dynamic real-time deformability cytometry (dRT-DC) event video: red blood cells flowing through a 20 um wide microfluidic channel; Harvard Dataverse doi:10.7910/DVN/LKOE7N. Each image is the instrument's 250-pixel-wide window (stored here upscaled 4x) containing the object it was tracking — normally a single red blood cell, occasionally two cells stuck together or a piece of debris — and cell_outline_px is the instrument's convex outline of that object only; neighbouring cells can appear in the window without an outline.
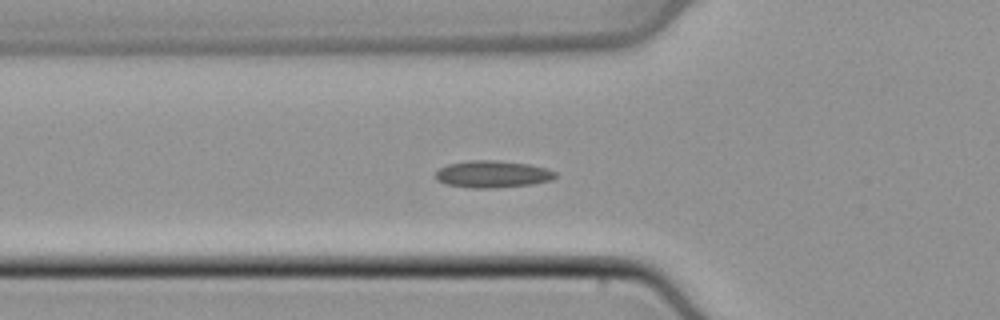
{"species": "common noctule bat (a hibernating species)", "species_latin": "Nyctalus noctula", "temperature_condition": "cold", "stored_images_in_passage": 34, "camera_frame_rate_fps": 3000, "um_per_image_px": 0.085, "animal": {"sex": "male", "body_mass_g": 21.5, "forearm_length_mm": 52.0}, "frame": {"image": 1, "passage_image": 2, "time_ms": 0.333, "image_size_px": [1000, 320], "cell_outline_px": [[556, 176], [552, 180], [532, 184], [496, 188], [468, 188], [444, 184], [436, 180], [436, 172], [440, 168], [448, 164], [468, 160], [492, 160], [528, 164], [544, 168], [556, 172]], "centroid_in_image_um": [41.83, 14.81], "position_along_channel_um": 84.0, "area_um2": 18.9}}
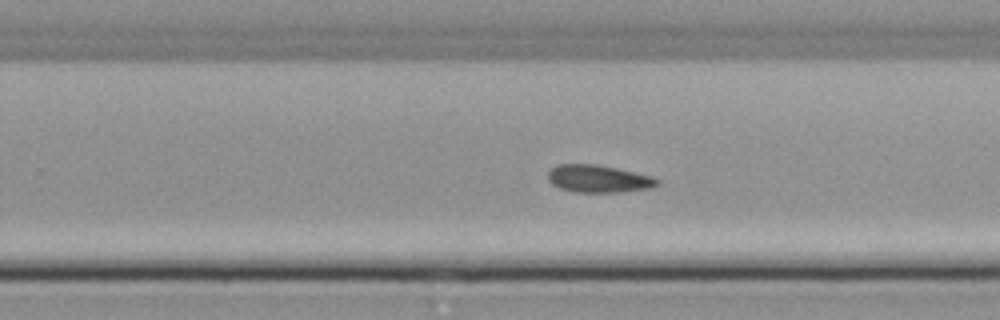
{"frame": {"image": 2, "passage_image": 16, "time_ms": 5.0, "image_size_px": [1000, 320], "cell_outline_px": [[660, 184], [652, 188], [620, 192], [576, 192], [560, 188], [552, 184], [548, 180], [548, 172], [556, 164], [596, 164], [616, 168], [652, 176], [660, 180]], "centroid_in_image_um": [50.88, 15.19], "position_along_channel_um": 278.9, "area_um2": 17.57}}
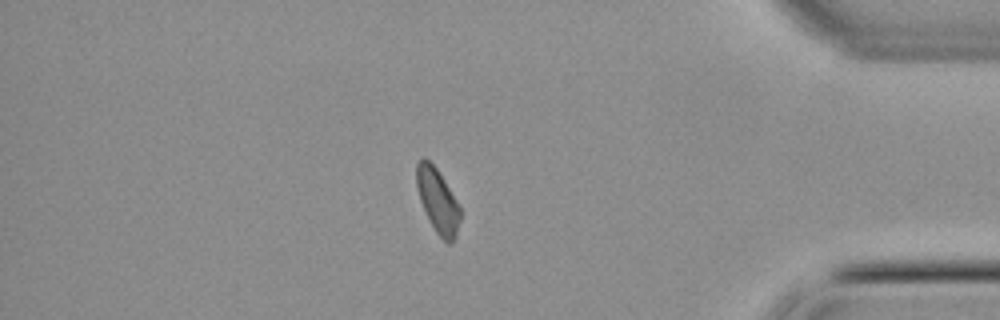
{"frame": {"image": 3, "passage_image": 27, "time_ms": 8.667, "image_size_px": [1000, 320], "cell_outline_px": [[460, 220], [456, 236], [448, 244], [436, 232], [420, 200], [416, 188], [416, 164], [424, 156], [436, 168], [444, 180], [456, 200], [460, 208]], "centroid_in_image_um": [37.19, 17.03], "position_along_channel_um": 398.0, "area_um2": 15.95}}